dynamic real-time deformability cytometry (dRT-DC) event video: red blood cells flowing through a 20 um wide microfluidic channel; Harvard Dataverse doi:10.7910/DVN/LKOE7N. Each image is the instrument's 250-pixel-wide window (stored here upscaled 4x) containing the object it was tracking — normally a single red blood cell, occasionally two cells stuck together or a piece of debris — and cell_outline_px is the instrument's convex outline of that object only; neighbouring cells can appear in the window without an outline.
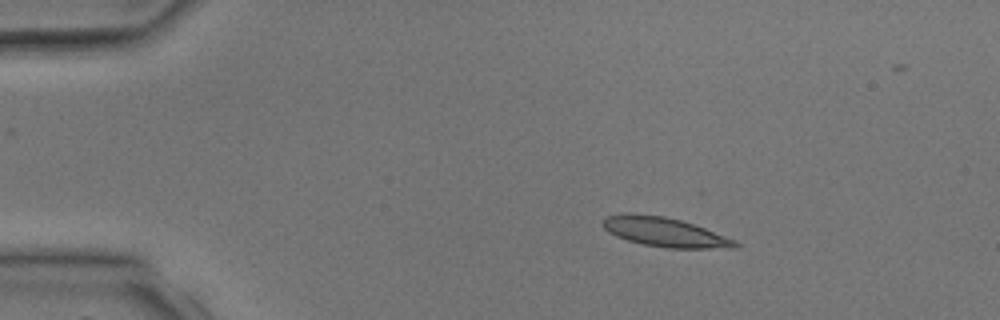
{"species": "common noctule bat (a hibernating species)", "species_latin": "Nyctalus noctula", "temperature_condition": "room temperature", "stored_images_in_passage": 2, "camera_frame_rate_fps": 3000, "um_per_image_px": 0.085, "animal": {"sex": "male", "body_mass_g": 17.9, "forearm_length_mm": 54.2}, "frame": {"image": 1, "passage_image": 1, "time_ms": 0.0, "image_size_px": [1000, 320], "cell_outline_px": [[740, 248], [668, 248], [644, 244], [628, 240], [616, 236], [608, 232], [600, 224], [600, 220], [604, 216], [628, 212], [632, 212], [664, 216], [680, 220], [704, 228], [736, 240], [740, 244]], "centroid_in_image_um": [56.45, 19.71], "position_along_channel_um": 28.6, "area_um2": 22.83}}